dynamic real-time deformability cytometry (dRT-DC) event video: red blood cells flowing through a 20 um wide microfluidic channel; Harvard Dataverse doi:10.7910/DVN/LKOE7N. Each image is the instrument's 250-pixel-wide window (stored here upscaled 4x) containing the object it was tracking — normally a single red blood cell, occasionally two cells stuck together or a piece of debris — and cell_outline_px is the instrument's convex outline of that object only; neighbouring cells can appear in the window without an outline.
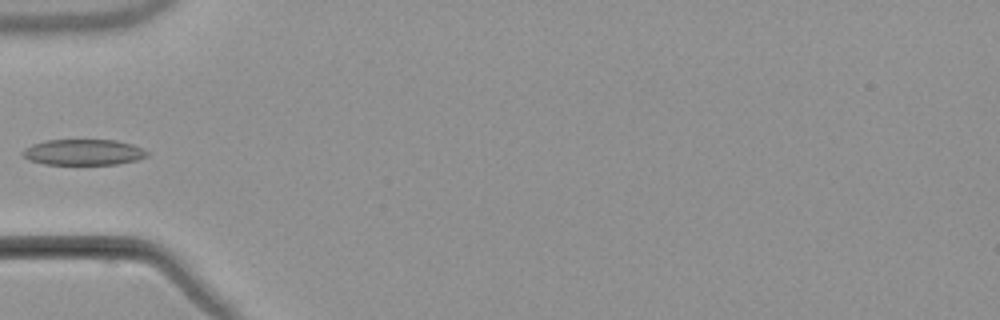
{"species": "common noctule bat (a hibernating species)", "species_latin": "Nyctalus noctula", "temperature_condition": "warm", "stored_images_in_passage": 4, "camera_frame_rate_fps": 3000, "um_per_image_px": 0.085, "animal": {"sex": "male", "body_mass_g": 21.5, "forearm_length_mm": 52.0}, "frame": {"image": 1, "passage_image": 4, "time_ms": 3.667, "image_size_px": [1000, 320], "cell_outline_px": [[148, 156], [136, 160], [116, 164], [44, 164], [28, 160], [20, 152], [24, 148], [32, 144], [44, 140], [116, 140], [132, 144], [148, 152]], "centroid_in_image_um": [7.05, 12.93], "position_along_channel_um": 78.0, "area_um2": 18.73}}